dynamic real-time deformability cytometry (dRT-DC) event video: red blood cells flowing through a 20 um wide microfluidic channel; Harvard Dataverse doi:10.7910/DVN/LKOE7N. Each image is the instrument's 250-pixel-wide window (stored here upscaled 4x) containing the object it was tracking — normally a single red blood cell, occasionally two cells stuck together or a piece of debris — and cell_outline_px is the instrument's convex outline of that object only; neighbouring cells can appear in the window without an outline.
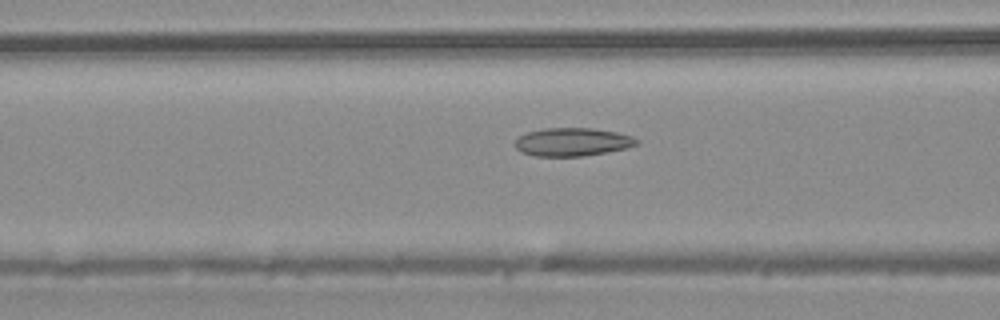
{"species": "common noctule bat (a hibernating species)", "species_latin": "Nyctalus noctula", "temperature_condition": "warm", "stored_images_in_passage": 39, "camera_frame_rate_fps": 3000, "um_per_image_px": 0.085, "animal": {"sex": "male", "body_mass_g": 20.4}, "frame": {"image": 1, "passage_image": 18, "time_ms": 5.667, "image_size_px": [1000, 320], "cell_outline_px": [[640, 144], [628, 148], [608, 152], [584, 156], [536, 156], [520, 152], [516, 148], [516, 140], [520, 136], [528, 132], [544, 128], [592, 128], [616, 132], [632, 136], [640, 140]], "centroid_in_image_um": [48.71, 12.07], "position_along_channel_um": 117.9, "area_um2": 20.11}}
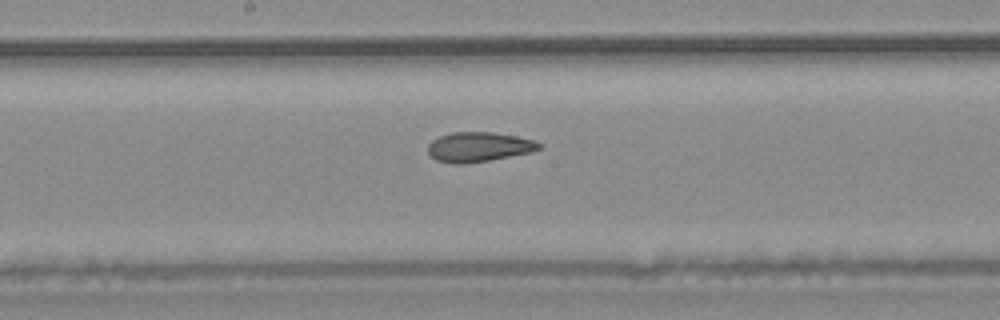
{"frame": {"image": 2, "passage_image": 24, "time_ms": 7.667, "image_size_px": [1000, 320], "cell_outline_px": [[544, 144], [540, 148], [532, 152], [488, 160], [464, 164], [456, 164], [436, 160], [428, 152], [428, 144], [432, 140], [440, 136], [452, 132], [492, 132], [516, 136], [536, 140]], "centroid_in_image_um": [40.72, 12.48], "position_along_channel_um": 207.5, "area_um2": 19.25}}
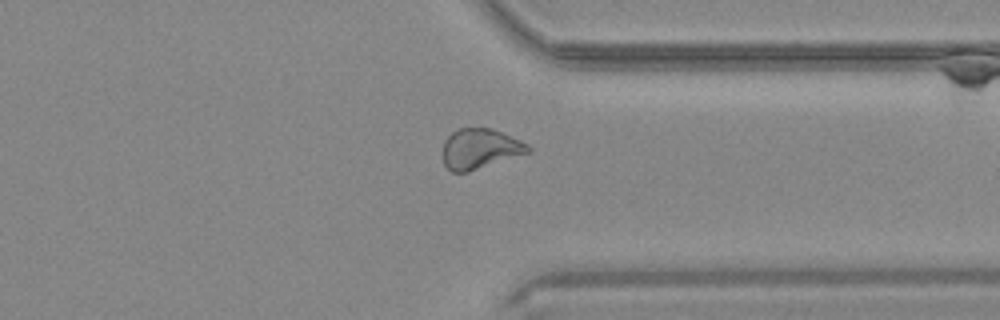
{"frame": {"image": 3, "passage_image": 35, "time_ms": 11.333, "image_size_px": [1000, 320], "cell_outline_px": [[532, 152], [468, 172], [452, 172], [444, 164], [444, 140], [452, 132], [460, 128], [492, 128], [520, 140], [528, 144], [532, 148]], "centroid_in_image_um": [40.84, 12.65], "position_along_channel_um": 370.6, "area_um2": 20.0}}